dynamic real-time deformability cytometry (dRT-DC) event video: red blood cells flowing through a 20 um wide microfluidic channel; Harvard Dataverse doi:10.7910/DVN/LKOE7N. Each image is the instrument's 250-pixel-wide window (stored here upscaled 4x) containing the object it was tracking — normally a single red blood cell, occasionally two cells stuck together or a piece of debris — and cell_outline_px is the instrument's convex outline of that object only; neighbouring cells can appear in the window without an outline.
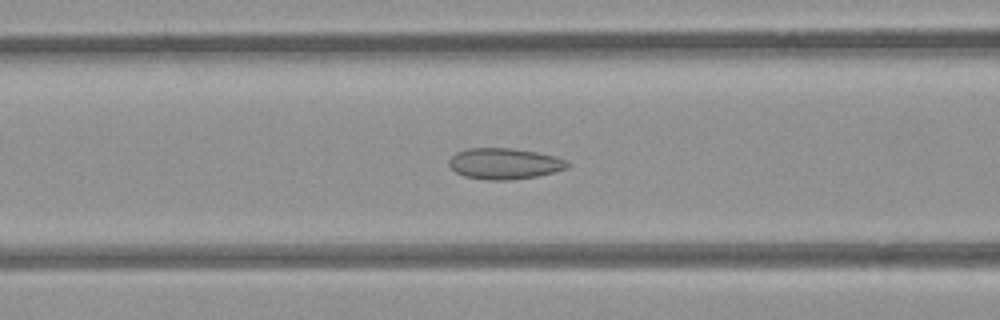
{"species": "common noctule bat (a hibernating species)", "species_latin": "Nyctalus noctula", "temperature_condition": "room temperature", "stored_images_in_passage": 38, "camera_frame_rate_fps": 3000, "um_per_image_px": 0.085, "animal": {"sex": "female", "body_mass_g": 21.9}, "frame": {"image": 1, "passage_image": 6, "time_ms": 1.667, "image_size_px": [1000, 320], "cell_outline_px": [[572, 164], [568, 168], [536, 176], [512, 180], [488, 180], [464, 176], [456, 172], [448, 164], [448, 160], [456, 152], [468, 148], [512, 148], [536, 152], [556, 156], [568, 160]], "centroid_in_image_um": [42.9, 13.9], "position_along_channel_um": 123.7, "area_um2": 21.56}}
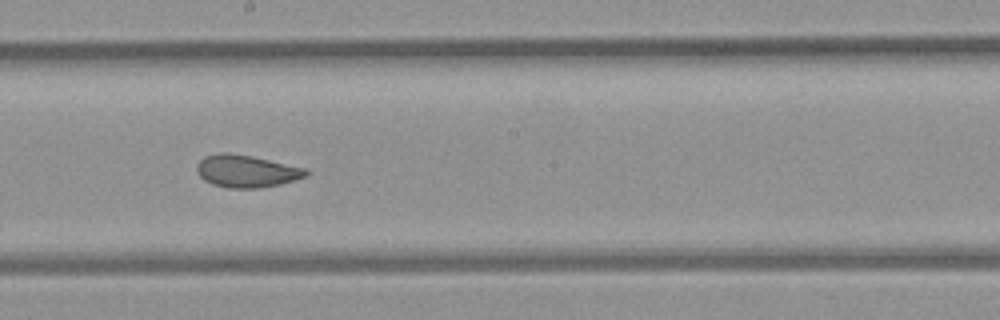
{"frame": {"image": 2, "passage_image": 14, "time_ms": 4.333, "image_size_px": [1000, 320], "cell_outline_px": [[308, 176], [280, 184], [260, 188], [228, 188], [212, 184], [204, 180], [196, 172], [196, 164], [204, 156], [220, 152], [228, 152], [252, 156], [304, 168], [308, 172]], "centroid_in_image_um": [20.9, 14.55], "position_along_channel_um": 227.3, "area_um2": 20.63}}
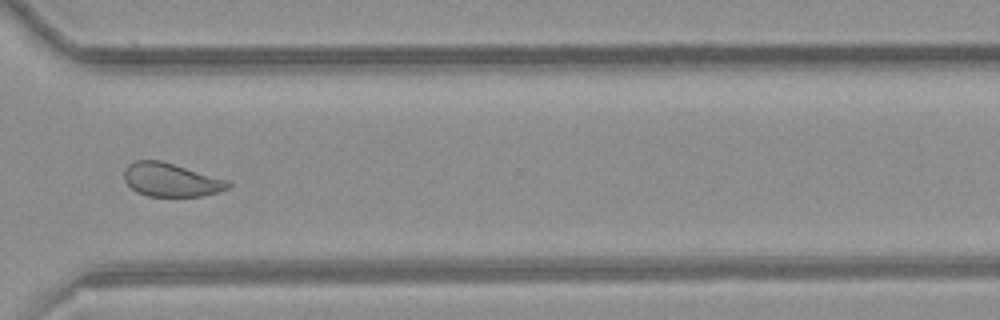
{"frame": {"image": 3, "passage_image": 24, "time_ms": 7.667, "image_size_px": [1000, 320], "cell_outline_px": [[232, 184], [228, 188], [204, 196], [148, 196], [136, 192], [124, 180], [124, 168], [128, 164], [136, 160], [160, 160], [228, 180]], "centroid_in_image_um": [14.51, 15.28], "position_along_channel_um": 356.1, "area_um2": 20.23}, "authors_computed_cell_mechanics": {"area_um2": 21.1548, "velocity_mm_per_s": 3.872, "shape_relaxation_time_tau1_ms": null, "shape_relaxation_time_tau2_ms": 1.5437, "deformation_change_tau1": null, "deformation_change_tau2": 0.0795}}